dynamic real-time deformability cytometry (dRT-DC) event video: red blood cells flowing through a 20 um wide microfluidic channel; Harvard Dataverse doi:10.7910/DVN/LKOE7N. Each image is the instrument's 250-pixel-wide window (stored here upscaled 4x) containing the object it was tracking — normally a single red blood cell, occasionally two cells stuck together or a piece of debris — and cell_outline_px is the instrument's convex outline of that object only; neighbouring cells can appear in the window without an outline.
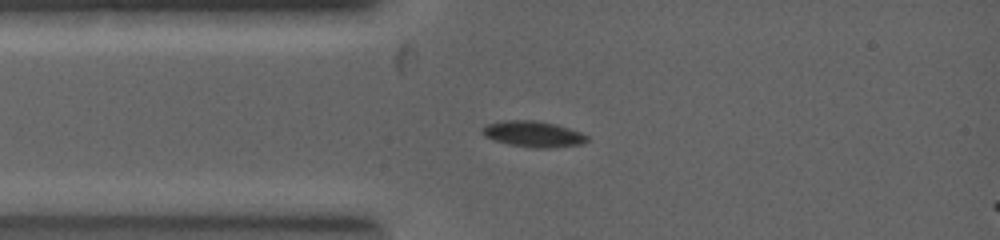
{"species": "common noctule bat (a hibernating species)", "species_latin": "Nyctalus noctula", "temperature_condition": "warm", "stored_images_in_passage": 9, "camera_frame_rate_fps": 5000, "um_per_image_px": 0.085, "animal": {"sex": "female", "body_mass_g": 19.0, "forearm_length_mm": 53.3}, "frame": {"image": 1, "passage_image": 6, "time_ms": 1.6, "image_size_px": [1000, 240], "cell_outline_px": [[588, 140], [584, 144], [552, 148], [536, 148], [508, 144], [492, 140], [484, 136], [480, 132], [480, 128], [488, 124], [500, 120], [540, 120], [556, 124], [580, 132], [588, 136]], "centroid_in_image_um": [45.29, 11.39], "position_along_channel_um": 39.7, "area_um2": 16.18}}